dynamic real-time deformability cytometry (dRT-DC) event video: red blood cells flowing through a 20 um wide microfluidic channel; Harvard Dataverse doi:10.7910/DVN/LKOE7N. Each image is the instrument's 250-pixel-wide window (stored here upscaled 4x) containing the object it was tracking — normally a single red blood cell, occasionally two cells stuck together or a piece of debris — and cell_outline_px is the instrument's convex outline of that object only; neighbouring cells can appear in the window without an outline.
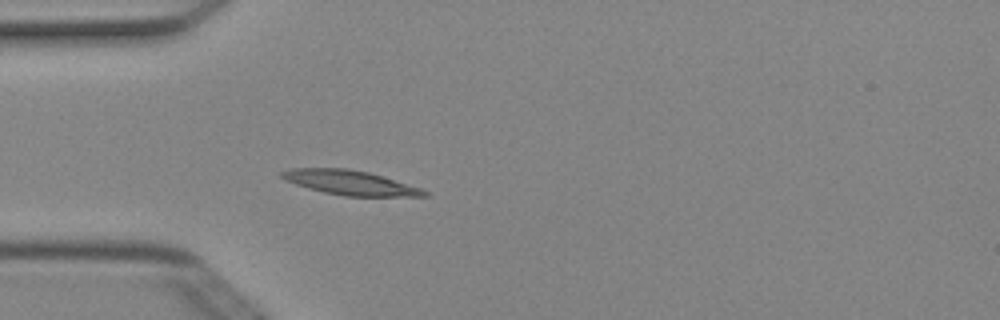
{"species": "Egyptian fruit bat (a non-hibernating species)", "species_latin": "Rousettus aegyptiacus", "temperature_condition": "cold", "stored_images_in_passage": 2, "camera_frame_rate_fps": 3000, "um_per_image_px": 0.085, "animal": {"sex": "female"}, "frame": {"image": 1, "passage_image": 2, "time_ms": 0.333, "image_size_px": [1000, 320], "cell_outline_px": [[428, 196], [344, 196], [324, 192], [308, 188], [284, 180], [280, 176], [280, 172], [288, 168], [348, 168], [368, 172], [420, 188], [428, 192]], "centroid_in_image_um": [29.69, 15.52], "position_along_channel_um": 55.3, "area_um2": 20.17}}